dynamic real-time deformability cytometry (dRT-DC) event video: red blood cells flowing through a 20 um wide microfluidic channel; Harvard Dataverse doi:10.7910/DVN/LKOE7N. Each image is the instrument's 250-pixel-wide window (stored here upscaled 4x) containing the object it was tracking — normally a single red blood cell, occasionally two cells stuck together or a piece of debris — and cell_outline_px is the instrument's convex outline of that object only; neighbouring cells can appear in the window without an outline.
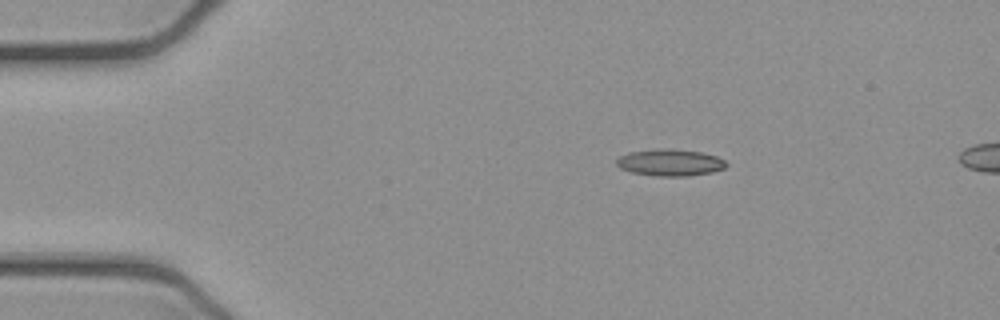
{"species": "common noctule bat (a hibernating species)", "species_latin": "Nyctalus noctula", "temperature_condition": "cold", "stored_images_in_passage": 43, "camera_frame_rate_fps": 3000, "um_per_image_px": 0.085, "animal": {"sex": "female", "body_mass_g": 21.9}, "frame": {"image": 1, "passage_image": 1, "time_ms": 0.0, "image_size_px": [1000, 320], "cell_outline_px": [[728, 164], [724, 168], [712, 172], [688, 176], [656, 176], [632, 172], [620, 168], [616, 164], [616, 160], [620, 156], [628, 152], [656, 148], [672, 148], [700, 152], [716, 156], [724, 160]], "centroid_in_image_um": [56.94, 13.8], "position_along_channel_um": 28.1, "area_um2": 17.22}}
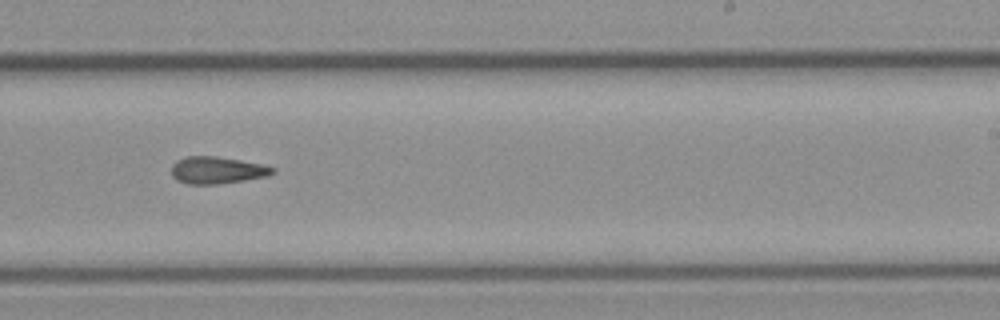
{"frame": {"image": 2, "passage_image": 24, "time_ms": 7.667, "image_size_px": [1000, 320], "cell_outline_px": [[276, 172], [268, 176], [244, 180], [216, 184], [188, 184], [176, 180], [172, 176], [172, 164], [176, 160], [184, 156], [216, 156], [240, 160], [260, 164], [276, 168]], "centroid_in_image_um": [18.43, 14.46], "position_along_channel_um": 270.6, "area_um2": 16.01}}
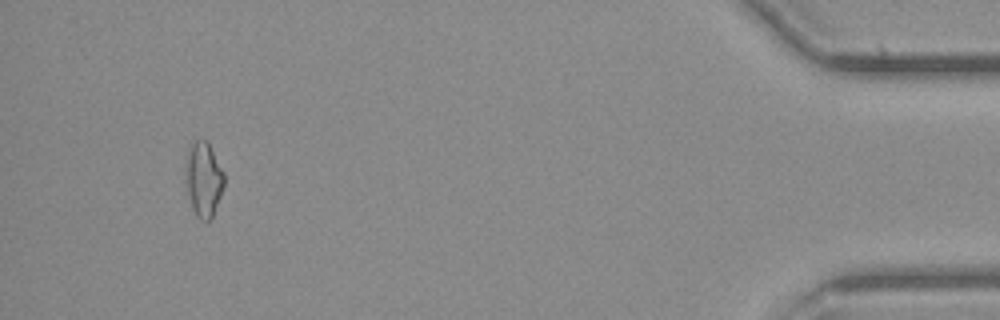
{"frame": {"image": 3, "passage_image": 41, "time_ms": 13.333, "image_size_px": [1000, 320], "cell_outline_px": [[224, 184], [220, 196], [212, 216], [208, 220], [200, 220], [196, 216], [192, 208], [184, 184], [184, 156], [188, 148], [196, 140], [208, 140], [224, 172]], "centroid_in_image_um": [17.25, 15.19], "position_along_channel_um": 418.0, "area_um2": 17.28}}